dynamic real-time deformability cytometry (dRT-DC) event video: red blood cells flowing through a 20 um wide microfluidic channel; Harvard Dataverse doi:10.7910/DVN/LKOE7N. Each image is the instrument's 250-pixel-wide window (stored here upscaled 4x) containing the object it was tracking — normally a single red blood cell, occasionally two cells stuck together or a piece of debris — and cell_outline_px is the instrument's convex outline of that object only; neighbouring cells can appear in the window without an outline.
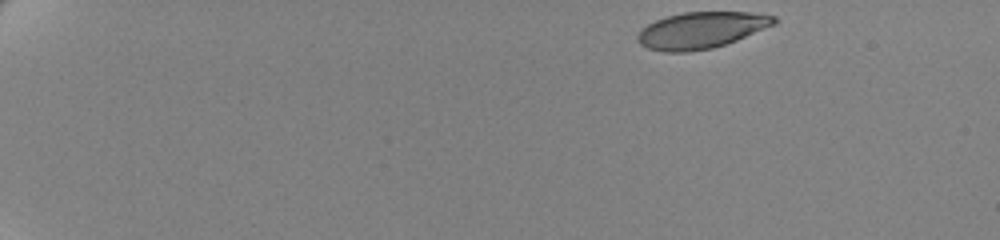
{"species": "human", "species_latin": "Homo sapiens", "temperature_condition": "cold", "stored_images_in_passage": 53, "camera_frame_rate_fps": 3000, "um_per_image_px": 0.085, "donor": {"sex": "female"}, "frame": {"image": 1, "passage_image": 1, "time_ms": 0.0, "image_size_px": [1000, 240], "cell_outline_px": [[776, 24], [736, 40], [712, 48], [688, 52], [664, 52], [648, 48], [640, 44], [636, 40], [636, 36], [648, 24], [656, 20], [668, 16], [684, 12], [748, 12], [776, 16]], "centroid_in_image_um": [59.6, 2.57], "position_along_channel_um": 25.4, "area_um2": 28.78}}
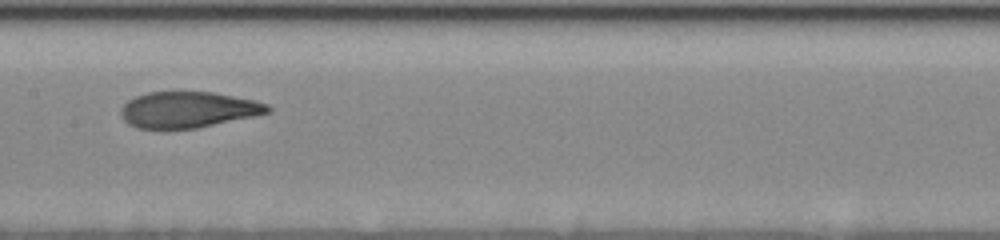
{"frame": {"image": 2, "passage_image": 27, "time_ms": 8.667, "image_size_px": [1000, 240], "cell_outline_px": [[272, 112], [256, 116], [196, 128], [164, 132], [136, 128], [128, 124], [124, 120], [120, 112], [124, 104], [128, 100], [136, 96], [148, 92], [212, 92], [256, 100], [268, 104], [272, 108]], "centroid_in_image_um": [15.98, 9.36], "position_along_channel_um": 191.4, "area_um2": 31.73}}
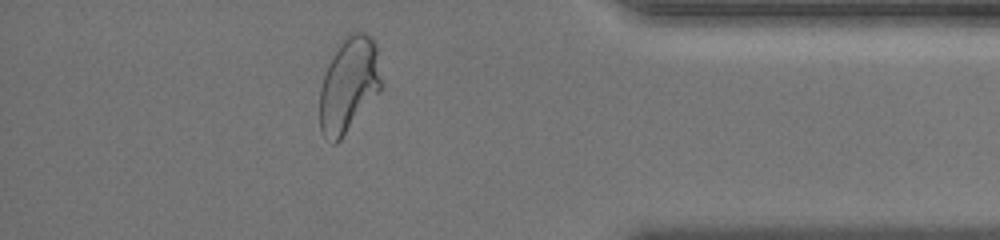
{"frame": {"image": 3, "passage_image": 47, "time_ms": 15.333, "image_size_px": [1000, 240], "cell_outline_px": [[380, 92], [340, 140], [336, 144], [332, 144], [320, 132], [320, 88], [328, 64], [336, 44], [340, 36], [348, 32], [364, 32], [372, 36], [376, 44], [380, 80]], "centroid_in_image_um": [29.62, 7.16], "position_along_channel_um": 405.6, "area_um2": 34.51}, "authors_computed_cell_mechanics": {"area_um2": 31.7322, "velocity_mm_per_s": 3.483, "shape_relaxation_time_tau1_ms": 4.9495, "shape_relaxation_time_tau2_ms": 1.0767, "deformation_change_tau1": 0.1669, "deformation_change_tau2": 0.0764}}